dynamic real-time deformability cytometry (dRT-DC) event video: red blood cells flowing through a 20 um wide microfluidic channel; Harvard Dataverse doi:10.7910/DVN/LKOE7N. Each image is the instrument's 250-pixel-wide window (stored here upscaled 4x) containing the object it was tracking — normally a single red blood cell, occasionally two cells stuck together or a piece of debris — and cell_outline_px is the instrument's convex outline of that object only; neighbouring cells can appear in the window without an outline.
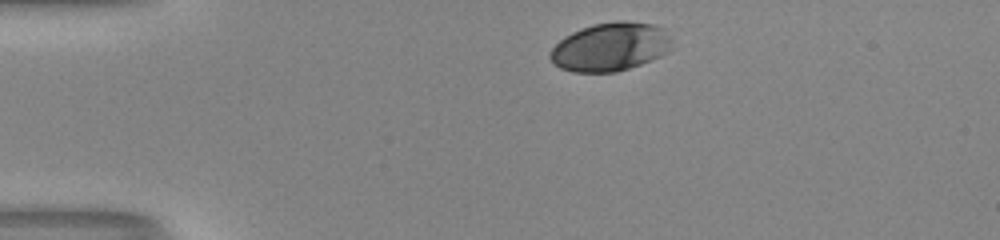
{"species": "human", "species_latin": "Homo sapiens", "temperature_condition": "room temperature", "stored_images_in_passage": 33, "camera_frame_rate_fps": 3000, "um_per_image_px": 0.085, "donor": {"sex": "male"}, "frame": {"image": 1, "passage_image": 1, "time_ms": 0.0, "image_size_px": [1000, 240], "cell_outline_px": [[672, 40], [668, 52], [660, 56], [640, 64], [616, 72], [572, 72], [560, 68], [548, 56], [552, 48], [564, 36], [580, 28], [592, 24], [616, 20], [624, 20], [652, 24], [664, 28]], "centroid_in_image_um": [51.87, 3.97], "position_along_channel_um": 33.1, "area_um2": 34.51}}
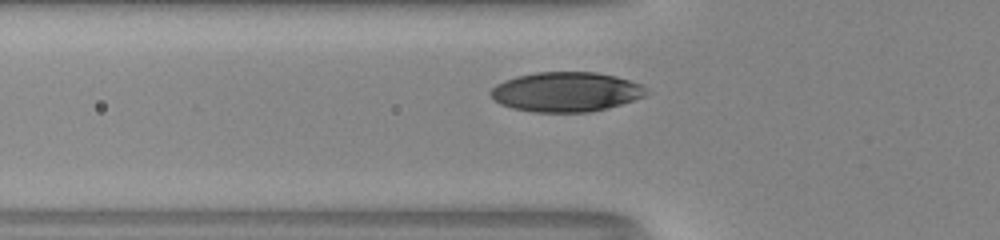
{"frame": {"image": 2, "passage_image": 9, "time_ms": 2.667, "image_size_px": [1000, 240], "cell_outline_px": [[648, 92], [644, 96], [620, 104], [588, 112], [536, 112], [512, 108], [500, 104], [488, 92], [496, 84], [504, 80], [516, 76], [536, 72], [596, 72], [616, 76], [640, 84]], "centroid_in_image_um": [48.07, 7.8], "position_along_channel_um": 77.7, "area_um2": 35.72}}
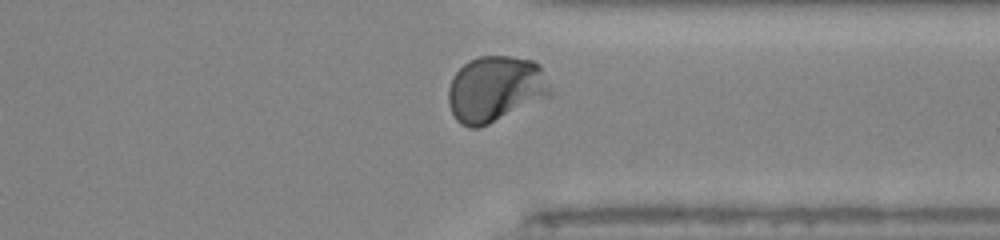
{"frame": {"image": 3, "passage_image": 31, "time_ms": 10.0, "image_size_px": [1000, 240], "cell_outline_px": [[552, 96], [480, 128], [468, 128], [460, 124], [456, 120], [448, 104], [448, 88], [452, 76], [468, 60], [480, 56], [512, 56], [532, 60], [540, 64], [552, 92]], "centroid_in_image_um": [42.1, 7.57], "position_along_channel_um": 369.3, "area_um2": 39.71}, "authors_computed_cell_mechanics": {"area_um2": 36.8186, "velocity_mm_per_s": 3.9836, "shape_relaxation_time_tau1_ms": 2.3407, "shape_relaxation_time_tau2_ms": null, "deformation_change_tau1": 0.144, "deformation_change_tau2": null}}